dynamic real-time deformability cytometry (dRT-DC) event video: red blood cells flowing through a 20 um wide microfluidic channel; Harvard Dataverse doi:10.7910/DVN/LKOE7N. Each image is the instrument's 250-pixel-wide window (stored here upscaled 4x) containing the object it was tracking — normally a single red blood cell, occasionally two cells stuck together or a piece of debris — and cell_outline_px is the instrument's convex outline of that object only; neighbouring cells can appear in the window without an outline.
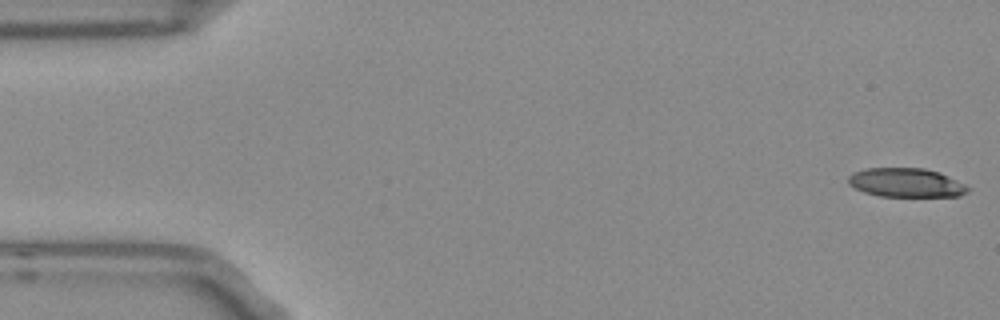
{"species": "Egyptian fruit bat (a non-hibernating species)", "species_latin": "Rousettus aegyptiacus", "temperature_condition": "room temperature", "stored_images_in_passage": 53, "camera_frame_rate_fps": 3000, "um_per_image_px": 0.085, "frame": {"image": 1, "passage_image": 1, "time_ms": 0.0, "image_size_px": [1000, 320], "cell_outline_px": [[968, 192], [960, 196], [880, 196], [864, 192], [848, 184], [848, 176], [852, 172], [864, 168], [924, 168], [948, 176], [964, 184], [968, 188]], "centroid_in_image_um": [76.97, 15.52], "position_along_channel_um": 8.0, "area_um2": 20.06}}
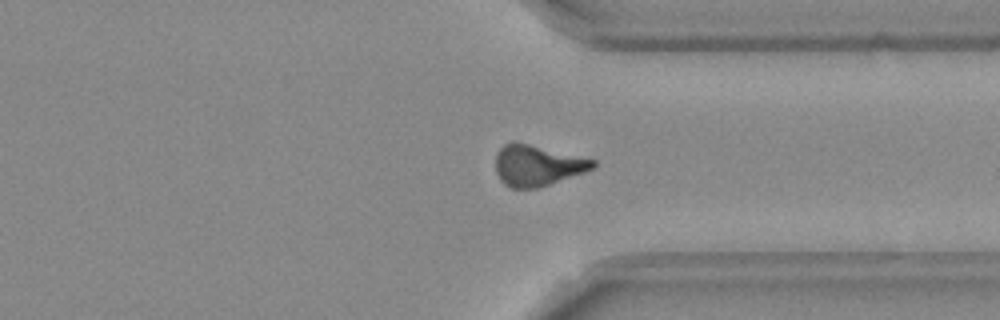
{"frame": {"image": 2, "passage_image": 40, "time_ms": 13.0, "image_size_px": [1000, 320], "cell_outline_px": [[596, 164], [592, 168], [584, 172], [540, 188], [508, 188], [500, 180], [496, 172], [496, 156], [500, 148], [504, 144], [512, 140], [516, 140], [596, 160]], "centroid_in_image_um": [45.64, 14.05], "position_along_channel_um": 365.8, "area_um2": 23.47}}
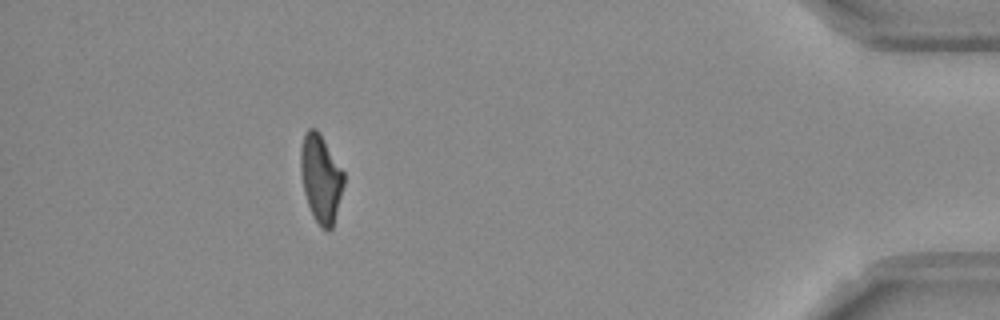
{"frame": {"image": 3, "passage_image": 48, "time_ms": 15.667, "image_size_px": [1000, 320], "cell_outline_px": [[344, 184], [332, 228], [328, 232], [312, 216], [304, 192], [300, 172], [300, 148], [304, 132], [308, 128], [316, 128], [320, 132], [344, 172]], "centroid_in_image_um": [27.25, 15.11], "position_along_channel_um": 407.9, "area_um2": 22.14}, "authors_computed_cell_mechanics": {"area_um2": 22.542, "velocity_mm_per_s": 3.75, "shape_relaxation_time_tau1_ms": 11.2718, "shape_relaxation_time_tau2_ms": 5.0043, "deformation_change_tau1": 0.2876, "deformation_change_tau2": 0.1571}}